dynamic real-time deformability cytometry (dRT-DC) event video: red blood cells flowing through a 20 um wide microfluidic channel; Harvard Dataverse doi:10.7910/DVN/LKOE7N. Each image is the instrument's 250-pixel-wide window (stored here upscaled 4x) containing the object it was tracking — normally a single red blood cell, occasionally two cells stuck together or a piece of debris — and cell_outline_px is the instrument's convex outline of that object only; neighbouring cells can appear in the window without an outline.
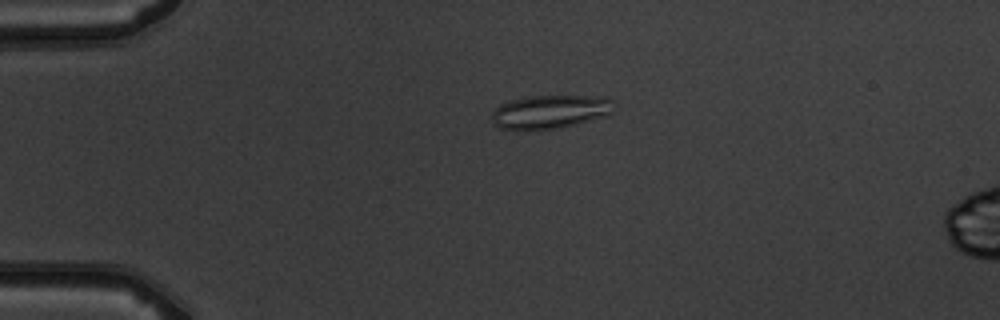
{"species": "common noctule bat (a hibernating species)", "species_latin": "Nyctalus noctula", "temperature_condition": "warm", "stored_images_in_passage": 5, "camera_frame_rate_fps": 3000, "um_per_image_px": 0.085, "animal": {"sex": "male", "body_mass_g": 19.5, "forearm_length_mm": 54.6}, "frame": {"image": 1, "passage_image": 3, "time_ms": 2.333, "image_size_px": [1000, 320], "cell_outline_px": [[612, 112], [608, 116], [576, 124], [556, 128], [528, 132], [516, 132], [500, 128], [492, 120], [492, 112], [500, 104], [512, 100], [532, 96], [608, 96], [612, 100]], "centroid_in_image_um": [46.74, 9.53], "position_along_channel_um": 38.3, "area_um2": 24.39}}